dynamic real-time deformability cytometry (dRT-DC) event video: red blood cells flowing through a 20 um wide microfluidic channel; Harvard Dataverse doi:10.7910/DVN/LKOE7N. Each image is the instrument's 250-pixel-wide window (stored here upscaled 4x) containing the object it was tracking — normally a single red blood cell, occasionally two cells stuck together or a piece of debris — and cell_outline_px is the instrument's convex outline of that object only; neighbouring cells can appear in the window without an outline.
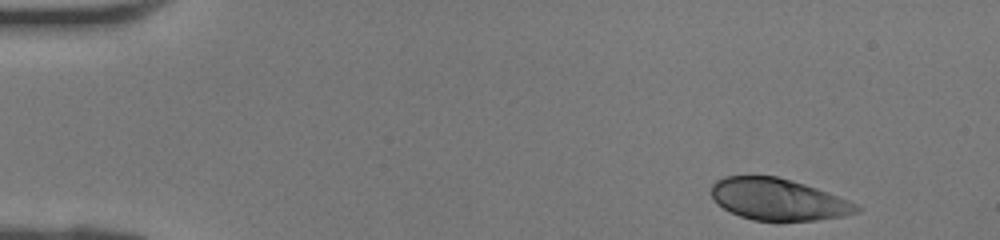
{"species": "human", "species_latin": "Homo sapiens", "temperature_condition": "room temperature", "stored_images_in_passage": 38, "camera_frame_rate_fps": 3000, "um_per_image_px": 0.085, "donor": {"sex": "female"}, "frame": {"image": 1, "passage_image": 1, "time_ms": 0.0, "image_size_px": [1000, 240], "cell_outline_px": [[860, 212], [844, 216], [816, 220], [780, 224], [752, 220], [740, 216], [724, 208], [712, 196], [712, 184], [716, 180], [724, 176], [776, 176], [792, 180], [816, 188], [848, 200], [856, 204], [860, 208]], "centroid_in_image_um": [66.16, 16.99], "position_along_channel_um": 18.8, "area_um2": 35.78}}
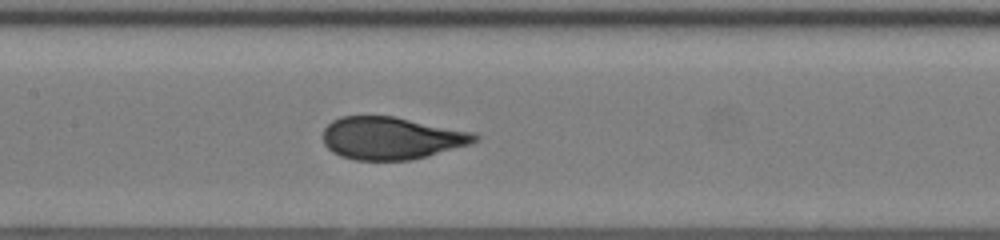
{"frame": {"image": 2, "passage_image": 17, "time_ms": 5.333, "image_size_px": [1000, 240], "cell_outline_px": [[480, 140], [468, 144], [428, 156], [408, 160], [356, 160], [340, 156], [332, 152], [324, 144], [324, 128], [332, 120], [340, 116], [392, 116], [476, 132], [480, 136]], "centroid_in_image_um": [33.28, 11.74], "position_along_channel_um": 174.1, "area_um2": 37.63}}
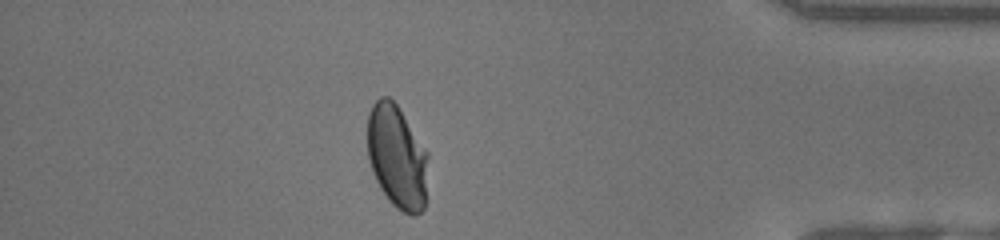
{"frame": {"image": 3, "passage_image": 33, "time_ms": 10.667, "image_size_px": [1000, 240], "cell_outline_px": [[428, 156], [424, 208], [416, 216], [412, 216], [396, 208], [388, 200], [380, 188], [372, 172], [368, 160], [368, 112], [372, 104], [380, 96], [388, 96], [400, 108], [428, 152]], "centroid_in_image_um": [33.74, 13.32], "position_along_channel_um": 401.5, "area_um2": 36.88}}